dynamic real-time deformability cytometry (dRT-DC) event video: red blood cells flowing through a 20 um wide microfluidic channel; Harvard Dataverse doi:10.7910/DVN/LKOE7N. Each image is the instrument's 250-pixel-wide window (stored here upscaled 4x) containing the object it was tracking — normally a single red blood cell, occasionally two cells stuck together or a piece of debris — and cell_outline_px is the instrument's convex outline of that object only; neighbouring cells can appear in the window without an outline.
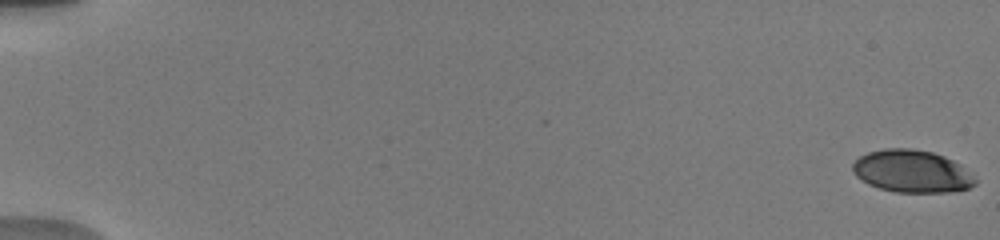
{"species": "human", "species_latin": "Homo sapiens", "temperature_condition": "warm", "stored_images_in_passage": 14, "camera_frame_rate_fps": 3000, "um_per_image_px": 0.085, "donor": {"sex": "male"}, "frame": {"image": 1, "passage_image": 1, "time_ms": 0.0, "image_size_px": [1000, 240], "cell_outline_px": [[976, 184], [968, 188], [948, 192], [896, 192], [880, 188], [868, 184], [860, 180], [852, 172], [852, 164], [860, 156], [868, 152], [884, 148], [912, 148], [932, 152], [944, 156], [960, 164], [976, 180]], "centroid_in_image_um": [77.47, 14.55], "position_along_channel_um": 7.5, "area_um2": 30.29}}